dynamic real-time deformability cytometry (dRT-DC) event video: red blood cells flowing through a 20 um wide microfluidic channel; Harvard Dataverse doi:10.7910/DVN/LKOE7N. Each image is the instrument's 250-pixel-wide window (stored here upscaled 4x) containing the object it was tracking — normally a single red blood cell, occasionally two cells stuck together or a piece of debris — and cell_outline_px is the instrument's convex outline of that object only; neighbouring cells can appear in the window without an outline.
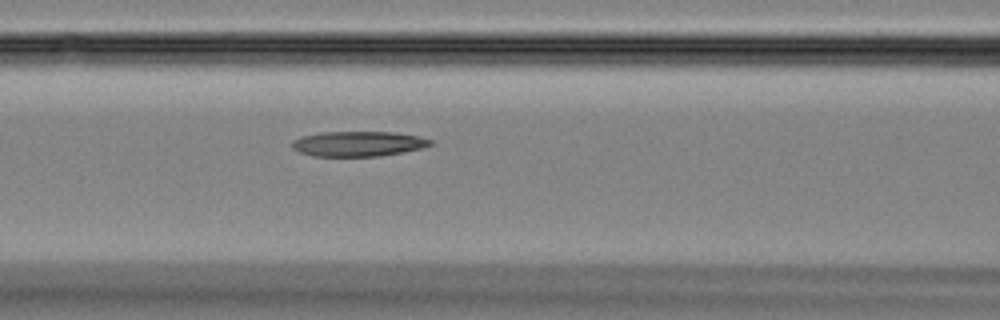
{"species": "Egyptian fruit bat (a non-hibernating species)", "species_latin": "Rousettus aegyptiacus", "temperature_condition": "room temperature", "stored_images_in_passage": 44, "camera_frame_rate_fps": 3000, "um_per_image_px": 0.085, "animal": {"sex": "female"}, "frame": {"image": 1, "passage_image": 19, "time_ms": 6.0, "image_size_px": [1000, 320], "cell_outline_px": [[436, 144], [424, 148], [404, 152], [380, 156], [312, 156], [300, 152], [292, 148], [292, 140], [300, 136], [320, 132], [392, 132], [420, 136], [432, 140]], "centroid_in_image_um": [30.48, 12.22], "position_along_channel_um": 136.1, "area_um2": 20.52}}
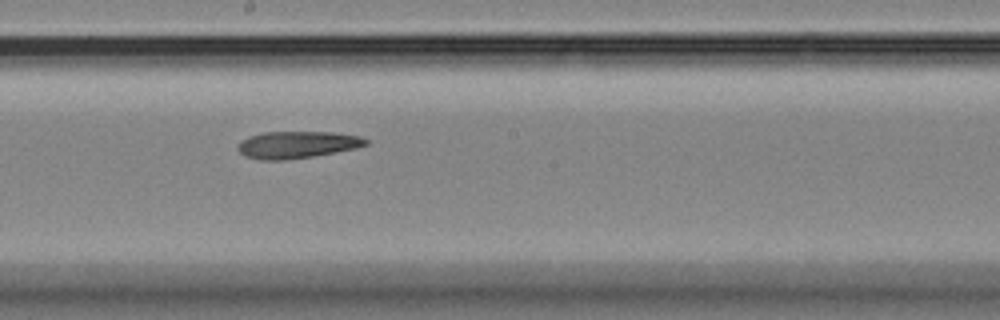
{"frame": {"image": 2, "passage_image": 25, "time_ms": 8.0, "image_size_px": [1000, 320], "cell_outline_px": [[368, 144], [356, 148], [312, 156], [284, 160], [260, 160], [244, 156], [236, 148], [236, 144], [240, 140], [248, 136], [264, 132], [332, 132], [360, 136], [368, 140]], "centroid_in_image_um": [25.19, 12.3], "position_along_channel_um": 223.0, "area_um2": 20.23}}
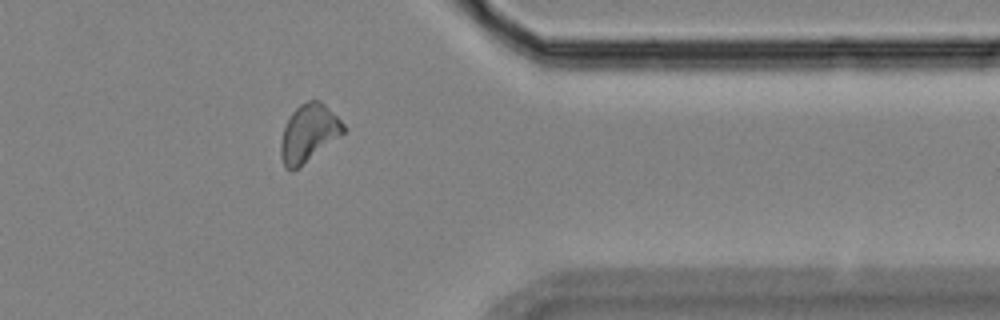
{"frame": {"image": 3, "passage_image": 37, "time_ms": 12.0, "image_size_px": [1000, 320], "cell_outline_px": [[344, 132], [292, 172], [288, 172], [284, 168], [280, 156], [280, 140], [284, 128], [292, 112], [300, 104], [308, 100], [320, 100], [344, 124]], "centroid_in_image_um": [26.18, 11.33], "position_along_channel_um": 385.2, "area_um2": 20.63}}